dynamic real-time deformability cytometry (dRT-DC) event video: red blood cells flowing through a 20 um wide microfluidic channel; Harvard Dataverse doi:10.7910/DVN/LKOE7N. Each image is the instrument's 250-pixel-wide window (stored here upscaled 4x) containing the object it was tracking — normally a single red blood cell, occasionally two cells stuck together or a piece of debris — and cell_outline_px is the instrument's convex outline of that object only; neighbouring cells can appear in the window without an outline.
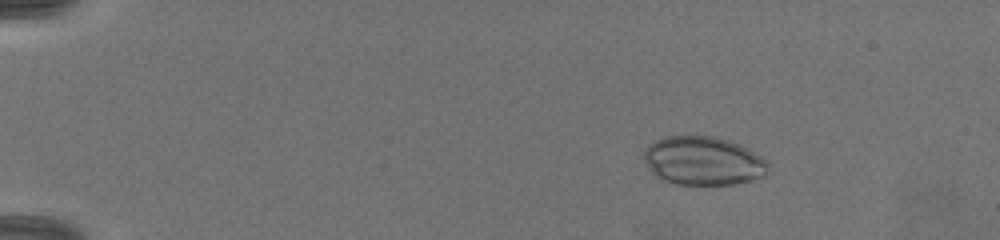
{"species": "common noctule bat (a hibernating species)", "species_latin": "Nyctalus noctula", "temperature_condition": "warm", "stored_images_in_passage": 16, "camera_frame_rate_fps": 3000, "um_per_image_px": 0.085, "animal": {"sex": "female", "body_mass_g": 19.5, "forearm_length_mm": 54.1}, "frame": {"image": 1, "passage_image": 1, "time_ms": 0.0, "image_size_px": [1000, 240], "cell_outline_px": [[768, 160], [764, 176], [752, 180], [732, 184], [676, 184], [664, 180], [656, 176], [652, 172], [644, 160], [644, 148], [648, 144], [664, 136], [716, 136], [740, 144], [748, 148]], "centroid_in_image_um": [59.76, 13.65], "position_along_channel_um": 25.2, "area_um2": 35.26}}